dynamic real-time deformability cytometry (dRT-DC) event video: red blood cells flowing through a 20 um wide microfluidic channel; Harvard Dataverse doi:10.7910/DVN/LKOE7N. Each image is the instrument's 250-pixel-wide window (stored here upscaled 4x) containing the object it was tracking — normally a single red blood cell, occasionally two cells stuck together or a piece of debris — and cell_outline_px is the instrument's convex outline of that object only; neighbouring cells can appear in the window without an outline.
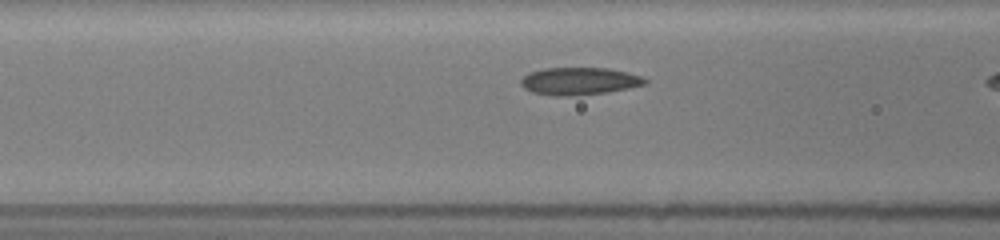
{"species": "common noctule bat (a hibernating species)", "species_latin": "Nyctalus noctula", "temperature_condition": "room temperature", "stored_images_in_passage": 10, "camera_frame_rate_fps": 3000, "um_per_image_px": 0.085, "animal": {"sex": "female", "body_mass_g": 19.5, "forearm_length_mm": 54.1}, "frame": {"image": 1, "passage_image": 6, "time_ms": 2.0, "image_size_px": [1000, 240], "cell_outline_px": [[648, 84], [608, 92], [580, 96], [552, 96], [532, 92], [524, 88], [520, 84], [520, 80], [528, 72], [544, 68], [608, 68], [628, 72], [644, 76], [648, 80]], "centroid_in_image_um": [49.26, 6.9], "position_along_channel_um": 117.3, "area_um2": 20.29}}